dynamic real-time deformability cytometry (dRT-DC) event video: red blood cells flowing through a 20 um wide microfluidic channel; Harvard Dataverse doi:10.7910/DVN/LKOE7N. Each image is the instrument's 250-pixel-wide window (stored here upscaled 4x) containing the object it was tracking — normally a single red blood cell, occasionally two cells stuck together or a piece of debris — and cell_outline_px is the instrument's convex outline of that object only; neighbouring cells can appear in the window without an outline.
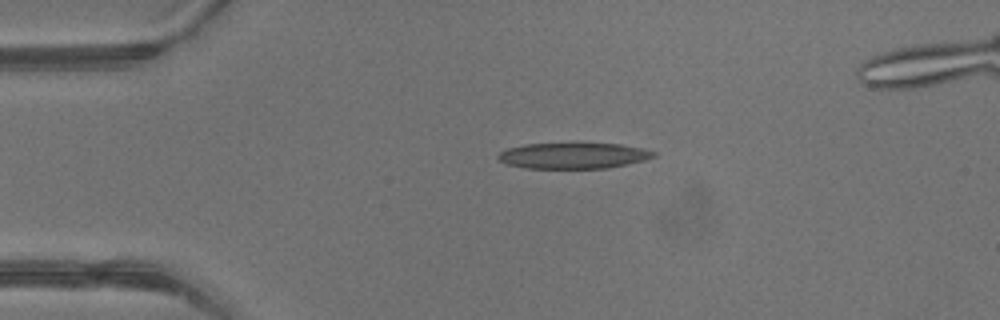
{"species": "common noctule bat (a hibernating species)", "species_latin": "Nyctalus noctula", "temperature_condition": "warm", "stored_images_in_passage": 3, "camera_frame_rate_fps": 3000, "um_per_image_px": 0.085, "animal": {"sex": "male", "body_mass_g": 13.3}, "frame": {"image": 1, "passage_image": 1, "time_ms": 0.0, "image_size_px": [1000, 320], "cell_outline_px": [[656, 156], [644, 160], [628, 164], [608, 168], [524, 168], [508, 164], [500, 160], [496, 156], [500, 152], [508, 148], [524, 144], [620, 144], [644, 148], [656, 152]], "centroid_in_image_um": [48.76, 13.23], "position_along_channel_um": 36.2, "area_um2": 23.29}}